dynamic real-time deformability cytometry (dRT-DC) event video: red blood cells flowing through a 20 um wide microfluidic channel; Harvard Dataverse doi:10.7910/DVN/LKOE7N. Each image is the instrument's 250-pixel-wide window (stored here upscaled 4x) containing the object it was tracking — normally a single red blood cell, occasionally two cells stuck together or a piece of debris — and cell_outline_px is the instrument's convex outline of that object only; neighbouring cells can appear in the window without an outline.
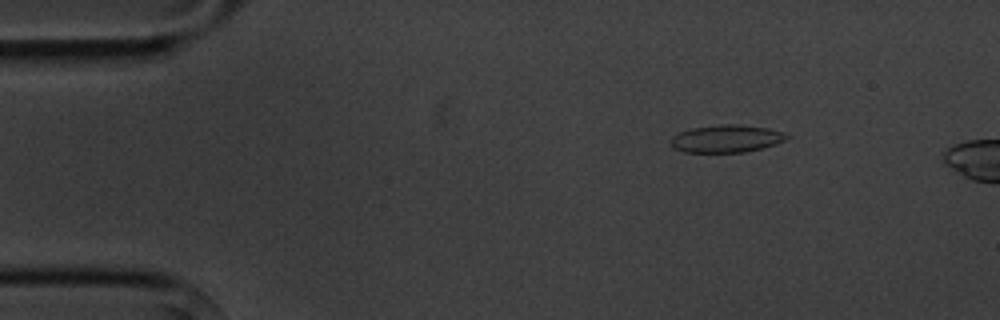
{"species": "common noctule bat (a hibernating species)", "species_latin": "Nyctalus noctula", "temperature_condition": "cold", "stored_images_in_passage": 4, "camera_frame_rate_fps": 3000, "um_per_image_px": 0.085, "animal": {"sex": "male", "body_mass_g": 20.1, "forearm_length_mm": 53.5}, "frame": {"image": 1, "passage_image": 3, "time_ms": 2.333, "image_size_px": [1000, 320], "cell_outline_px": [[788, 136], [784, 140], [776, 144], [764, 148], [744, 152], [684, 152], [672, 148], [672, 136], [680, 132], [692, 128], [724, 124], [736, 124], [768, 128], [784, 132]], "centroid_in_image_um": [61.75, 11.79], "position_along_channel_um": 23.3, "area_um2": 18.5}}